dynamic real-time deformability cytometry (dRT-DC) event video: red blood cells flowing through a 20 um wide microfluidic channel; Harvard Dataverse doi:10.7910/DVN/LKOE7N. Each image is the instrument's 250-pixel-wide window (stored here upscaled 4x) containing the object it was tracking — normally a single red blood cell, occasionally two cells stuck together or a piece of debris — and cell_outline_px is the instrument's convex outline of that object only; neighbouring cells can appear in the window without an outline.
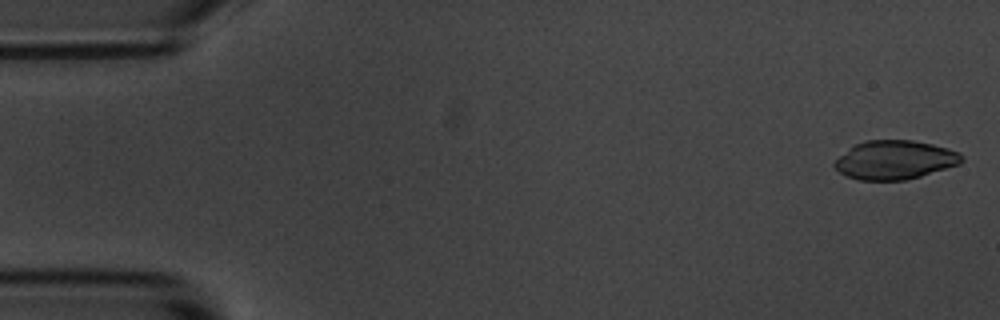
{"species": "common noctule bat (a hibernating species)", "species_latin": "Nyctalus noctula", "temperature_condition": "room temperature", "stored_images_in_passage": 4, "camera_frame_rate_fps": 3000, "um_per_image_px": 0.085, "animal": {"sex": "male", "body_mass_g": 20.1, "forearm_length_mm": 53.5}, "frame": {"image": 1, "passage_image": 1, "time_ms": 0.0, "image_size_px": [1000, 320], "cell_outline_px": [[964, 160], [960, 164], [920, 176], [904, 180], [856, 180], [840, 172], [832, 164], [840, 156], [856, 144], [864, 140], [912, 140], [932, 144], [948, 148], [960, 152], [964, 156]], "centroid_in_image_um": [76.1, 13.59], "position_along_channel_um": 8.9, "area_um2": 28.67}}